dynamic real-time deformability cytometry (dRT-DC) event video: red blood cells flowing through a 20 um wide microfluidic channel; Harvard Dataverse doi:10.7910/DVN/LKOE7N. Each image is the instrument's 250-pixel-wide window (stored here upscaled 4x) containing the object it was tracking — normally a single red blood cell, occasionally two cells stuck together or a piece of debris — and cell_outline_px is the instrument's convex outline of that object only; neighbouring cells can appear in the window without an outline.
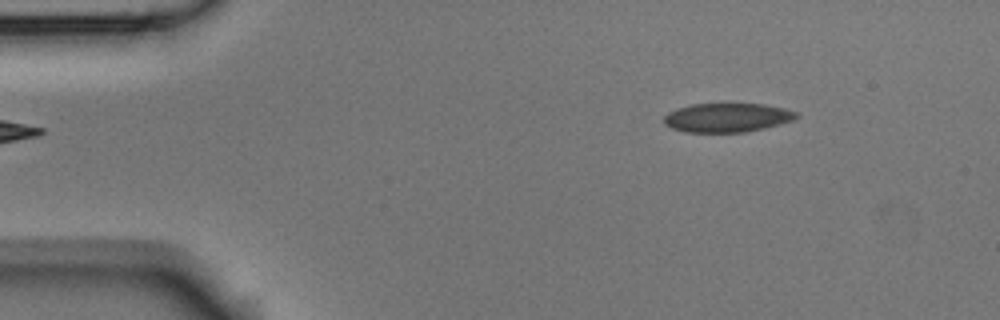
{"species": "Egyptian fruit bat (a non-hibernating species)", "species_latin": "Rousettus aegyptiacus", "temperature_condition": "room temperature", "stored_images_in_passage": 3, "camera_frame_rate_fps": 3000, "um_per_image_px": 0.085, "animal": {"sex": "male"}, "frame": {"image": 1, "passage_image": 3, "time_ms": 0.667, "image_size_px": [1000, 320], "cell_outline_px": [[800, 116], [792, 120], [780, 124], [748, 132], [684, 132], [672, 128], [664, 124], [664, 116], [668, 112], [676, 108], [692, 104], [764, 104], [784, 108], [796, 112]], "centroid_in_image_um": [61.79, 10.0], "position_along_channel_um": 23.2, "area_um2": 22.43}}